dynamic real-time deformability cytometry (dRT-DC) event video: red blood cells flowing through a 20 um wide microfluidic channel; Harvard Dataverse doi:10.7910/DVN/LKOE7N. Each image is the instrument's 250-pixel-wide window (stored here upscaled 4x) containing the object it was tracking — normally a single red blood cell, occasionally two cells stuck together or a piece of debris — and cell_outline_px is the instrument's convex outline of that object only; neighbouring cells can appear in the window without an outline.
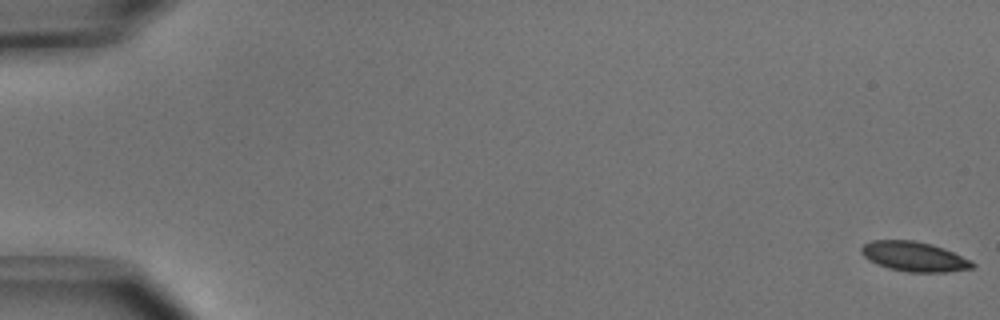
{"species": "common noctule bat (a hibernating species)", "species_latin": "Nyctalus noctula", "temperature_condition": "cold", "stored_images_in_passage": 52, "camera_frame_rate_fps": 3000, "um_per_image_px": 0.085, "animal": {"sex": "male", "body_mass_g": 15.6}, "frame": {"image": 1, "passage_image": 1, "time_ms": 0.0, "image_size_px": [1000, 320], "cell_outline_px": [[976, 264], [972, 268], [944, 272], [908, 272], [888, 268], [876, 264], [868, 260], [860, 252], [860, 248], [864, 244], [872, 240], [912, 240], [932, 244], [944, 248], [972, 260]], "centroid_in_image_um": [77.69, 21.8], "position_along_channel_um": 7.3, "area_um2": 19.36}}
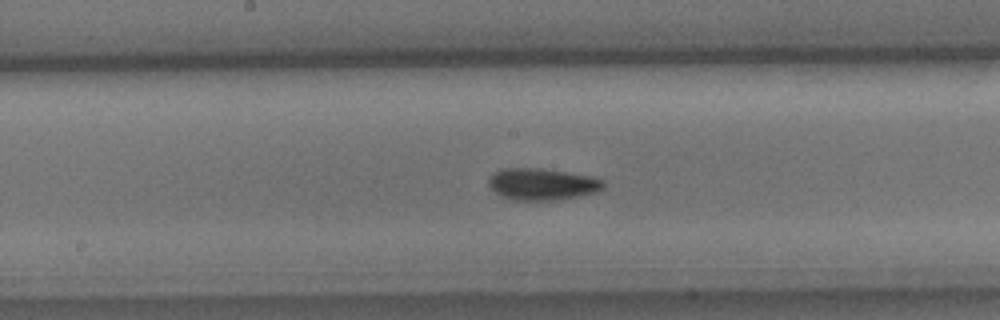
{"frame": {"image": 2, "passage_image": 28, "time_ms": 9.0, "image_size_px": [1000, 320], "cell_outline_px": [[604, 188], [596, 192], [576, 196], [552, 200], [512, 200], [500, 196], [488, 184], [488, 180], [492, 172], [504, 168], [540, 168], [592, 176], [604, 180]], "centroid_in_image_um": [46.06, 15.64], "position_along_channel_um": 202.1, "area_um2": 21.21}}
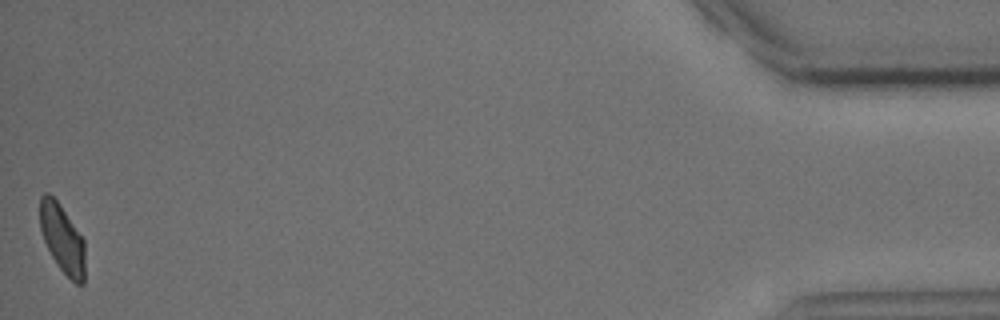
{"frame": {"image": 3, "passage_image": 52, "time_ms": 17.0, "image_size_px": [1000, 320], "cell_outline_px": [[84, 284], [76, 284], [60, 268], [52, 256], [44, 240], [40, 228], [40, 196], [44, 192], [48, 192], [60, 204], [84, 240]], "centroid_in_image_um": [5.29, 20.26], "position_along_channel_um": 429.9, "area_um2": 17.74}, "authors_computed_cell_mechanics": {"area_um2": 19.941, "velocity_mm_per_s": 3.9356, "shape_relaxation_time_tau1_ms": 2.6868, "shape_relaxation_time_tau2_ms": 3.3245, "deformation_change_tau1": 0.1152, "deformation_change_tau2": 0.0611}}